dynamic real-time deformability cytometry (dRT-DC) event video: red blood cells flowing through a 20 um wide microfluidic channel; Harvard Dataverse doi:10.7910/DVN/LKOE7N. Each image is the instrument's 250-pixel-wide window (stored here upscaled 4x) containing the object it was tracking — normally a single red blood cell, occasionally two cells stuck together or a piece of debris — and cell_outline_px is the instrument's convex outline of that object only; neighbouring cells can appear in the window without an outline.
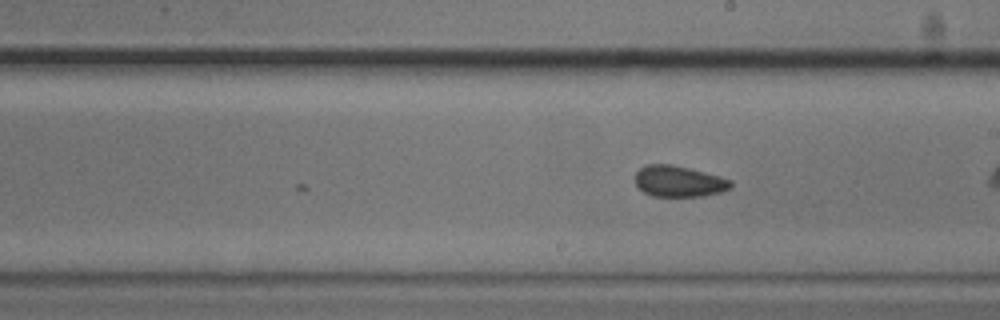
{"species": "common noctule bat (a hibernating species)", "species_latin": "Nyctalus noctula", "temperature_condition": "cold", "stored_images_in_passage": 14, "camera_frame_rate_fps": 3000, "um_per_image_px": 0.085, "animal": {"sex": "male", "body_mass_g": 20.5, "forearm_length_mm": 52.5}, "frame": {"image": 1, "passage_image": 14, "time_ms": 4.333, "image_size_px": [1000, 320], "cell_outline_px": [[732, 188], [720, 192], [704, 196], [652, 196], [644, 192], [636, 184], [636, 172], [640, 168], [648, 164], [672, 164], [720, 176], [732, 180]], "centroid_in_image_um": [57.72, 15.41], "position_along_channel_um": 231.3, "area_um2": 17.28}}